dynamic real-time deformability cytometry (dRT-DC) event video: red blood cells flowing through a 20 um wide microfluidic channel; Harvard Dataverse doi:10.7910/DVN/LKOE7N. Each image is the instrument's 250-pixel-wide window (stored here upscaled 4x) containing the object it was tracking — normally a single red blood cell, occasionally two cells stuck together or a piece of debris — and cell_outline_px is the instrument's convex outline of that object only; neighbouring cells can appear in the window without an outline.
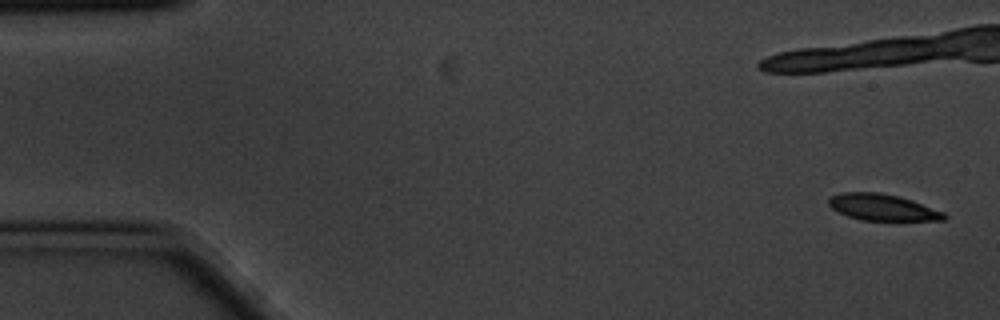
{"species": "common noctule bat (a hibernating species)", "species_latin": "Nyctalus noctula", "temperature_condition": "cold", "stored_images_in_passage": 5, "camera_frame_rate_fps": 3000, "um_per_image_px": 0.085, "animal": {"sex": "male", "body_mass_g": 20.1, "forearm_length_mm": 53.5}, "frame": {"image": 1, "passage_image": 1, "time_ms": 0.0, "image_size_px": [1000, 320], "cell_outline_px": [[948, 216], [944, 220], [860, 220], [848, 216], [832, 208], [828, 204], [828, 200], [832, 196], [844, 192], [880, 192], [900, 196], [912, 200], [944, 212]], "centroid_in_image_um": [75.03, 17.62], "position_along_channel_um": 10.0, "area_um2": 17.69}}